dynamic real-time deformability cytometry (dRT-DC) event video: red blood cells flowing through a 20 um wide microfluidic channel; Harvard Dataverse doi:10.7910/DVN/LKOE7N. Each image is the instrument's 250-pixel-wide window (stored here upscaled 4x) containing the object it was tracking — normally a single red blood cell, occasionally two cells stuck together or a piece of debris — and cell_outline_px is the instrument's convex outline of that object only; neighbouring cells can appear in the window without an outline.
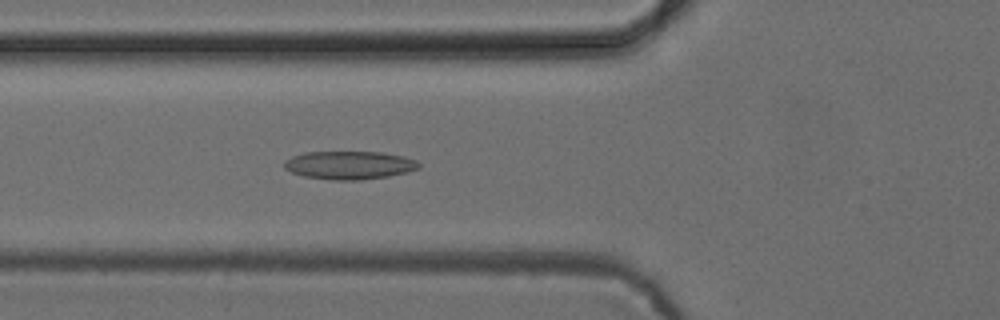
{"species": "common noctule bat (a hibernating species)", "species_latin": "Nyctalus noctula", "temperature_condition": "cold", "stored_images_in_passage": 53, "camera_frame_rate_fps": 3000, "um_per_image_px": 0.085, "animal": {"sex": "female", "body_mass_g": 24.6, "forearm_length_mm": 56.2}, "frame": {"image": 1, "passage_image": 20, "time_ms": 6.333, "image_size_px": [1000, 320], "cell_outline_px": [[420, 168], [408, 172], [388, 176], [360, 180], [332, 180], [304, 176], [292, 172], [284, 168], [284, 160], [292, 156], [304, 152], [384, 152], [404, 156], [416, 160], [420, 164]], "centroid_in_image_um": [29.71, 14.03], "position_along_channel_um": 96.1, "area_um2": 22.25}}
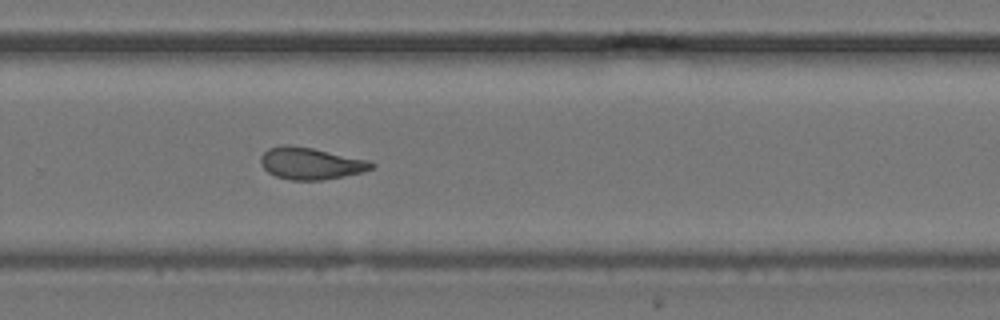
{"frame": {"image": 2, "passage_image": 36, "time_ms": 11.667, "image_size_px": [1000, 320], "cell_outline_px": [[376, 164], [372, 168], [364, 172], [344, 176], [320, 180], [288, 180], [276, 176], [268, 172], [260, 164], [260, 156], [268, 148], [284, 144], [288, 144], [312, 148], [368, 160]], "centroid_in_image_um": [26.38, 13.89], "position_along_channel_um": 303.4, "area_um2": 20.63}}
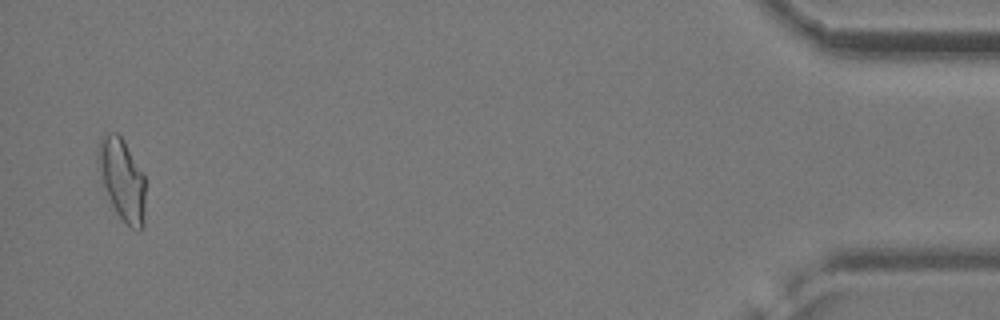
{"frame": {"image": 3, "passage_image": 52, "time_ms": 17.0, "image_size_px": [1000, 320], "cell_outline_px": [[144, 228], [140, 232], [136, 232], [116, 212], [112, 204], [104, 184], [96, 160], [96, 152], [100, 140], [108, 132], [116, 132], [124, 140], [144, 176]], "centroid_in_image_um": [10.38, 15.25], "position_along_channel_um": 424.8, "area_um2": 22.2}, "authors_computed_cell_mechanics": {"area_um2": 21.2126, "velocity_mm_per_s": 3.8906, "shape_relaxation_time_tau1_ms": null, "shape_relaxation_time_tau2_ms": 3.3861, "deformation_change_tau1": null, "deformation_change_tau2": 0.0957}}